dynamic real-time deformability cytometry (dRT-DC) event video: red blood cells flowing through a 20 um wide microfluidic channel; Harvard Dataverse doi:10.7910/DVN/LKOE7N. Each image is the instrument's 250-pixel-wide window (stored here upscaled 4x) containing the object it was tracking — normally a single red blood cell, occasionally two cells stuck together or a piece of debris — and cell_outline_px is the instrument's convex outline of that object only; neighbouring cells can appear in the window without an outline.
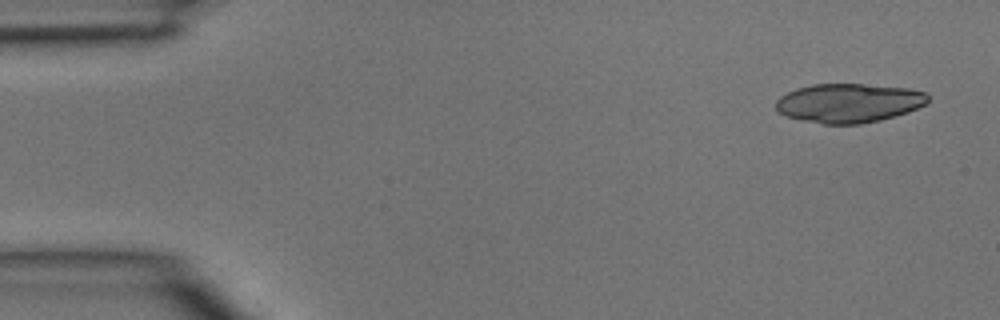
{"species": "common noctule bat (a hibernating species)", "species_latin": "Nyctalus noctula", "temperature_condition": "room temperature", "stored_images_in_passage": 12, "camera_frame_rate_fps": 3000, "um_per_image_px": 0.085, "animal": {"sex": "male", "body_mass_g": 15.6}, "frame": {"image": 1, "passage_image": 2, "time_ms": 0.333, "image_size_px": [1000, 320], "cell_outline_px": [[928, 100], [924, 104], [908, 112], [880, 120], [860, 124], [824, 124], [784, 116], [776, 108], [776, 100], [780, 96], [796, 88], [812, 84], [860, 84], [908, 88], [924, 92], [928, 96]], "centroid_in_image_um": [72.12, 8.75], "position_along_channel_um": 12.9, "area_um2": 34.45}}